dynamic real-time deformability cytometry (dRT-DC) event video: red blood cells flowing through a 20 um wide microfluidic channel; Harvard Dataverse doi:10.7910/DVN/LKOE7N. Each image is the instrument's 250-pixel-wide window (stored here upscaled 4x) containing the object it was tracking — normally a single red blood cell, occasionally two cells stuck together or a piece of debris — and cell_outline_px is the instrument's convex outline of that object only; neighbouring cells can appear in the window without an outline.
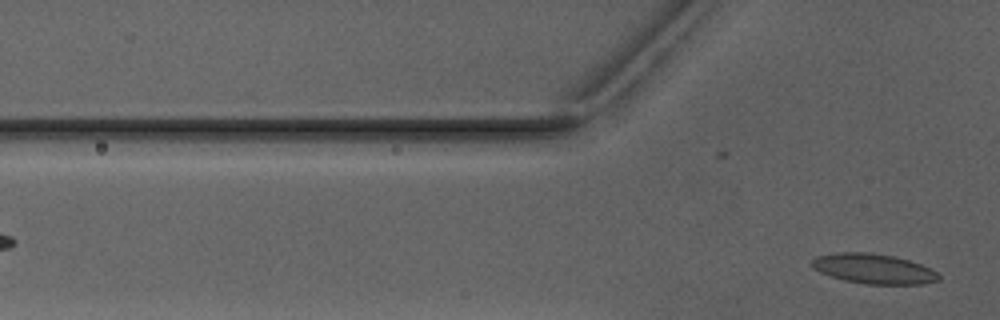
{"species": "Egyptian fruit bat (a non-hibernating species)", "species_latin": "Rousettus aegyptiacus", "temperature_condition": "warm", "stored_images_in_passage": 5, "camera_frame_rate_fps": 3000, "um_per_image_px": 0.085, "animal": {"sex": "male"}, "frame": {"image": 1, "passage_image": 5, "time_ms": 5.667, "image_size_px": [1000, 320], "cell_outline_px": [[940, 280], [920, 284], [864, 284], [844, 280], [828, 276], [812, 268], [808, 264], [816, 256], [836, 252], [864, 252], [892, 256], [908, 260], [932, 268], [940, 276]], "centroid_in_image_um": [74.2, 22.85], "position_along_channel_um": 51.6, "area_um2": 22.25}}